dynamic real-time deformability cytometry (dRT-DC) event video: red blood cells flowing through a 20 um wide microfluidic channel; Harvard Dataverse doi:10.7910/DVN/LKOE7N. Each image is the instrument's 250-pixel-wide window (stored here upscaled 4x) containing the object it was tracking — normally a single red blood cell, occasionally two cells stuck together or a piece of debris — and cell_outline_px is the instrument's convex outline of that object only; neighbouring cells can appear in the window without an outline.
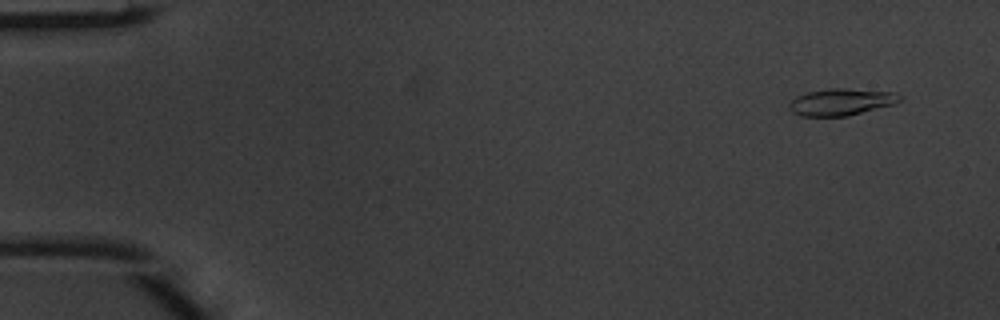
{"species": "common noctule bat (a hibernating species)", "species_latin": "Nyctalus noctula", "temperature_condition": "warm", "stored_images_in_passage": 4, "camera_frame_rate_fps": 3000, "um_per_image_px": 0.085, "animal": {"sex": "male", "body_mass_g": 20.1, "forearm_length_mm": 53.5}, "frame": {"image": 1, "passage_image": 1, "time_ms": 0.0, "image_size_px": [1000, 320], "cell_outline_px": [[900, 100], [892, 104], [848, 116], [800, 116], [792, 112], [788, 104], [796, 96], [808, 92], [828, 88], [844, 88], [896, 92], [900, 96]], "centroid_in_image_um": [71.46, 8.66], "position_along_channel_um": 13.5, "area_um2": 17.17}}